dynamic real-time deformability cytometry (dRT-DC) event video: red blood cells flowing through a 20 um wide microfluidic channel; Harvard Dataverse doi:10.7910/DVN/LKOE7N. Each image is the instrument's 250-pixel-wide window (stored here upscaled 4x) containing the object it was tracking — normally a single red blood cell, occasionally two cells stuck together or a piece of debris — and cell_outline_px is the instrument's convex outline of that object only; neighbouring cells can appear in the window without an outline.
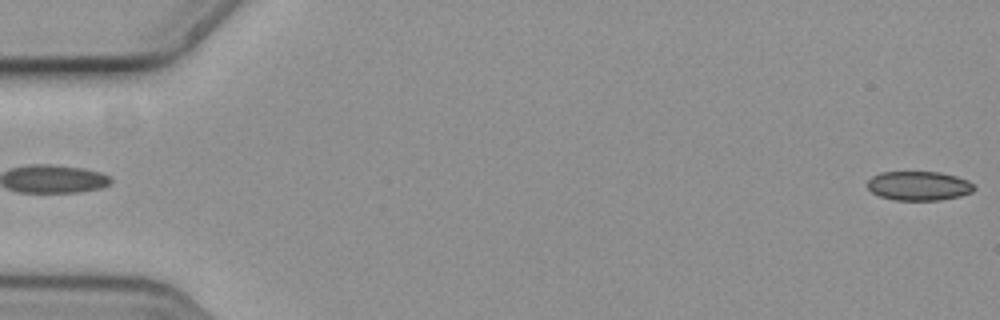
{"species": "common noctule bat (a hibernating species)", "species_latin": "Nyctalus noctula", "temperature_condition": "cold", "stored_images_in_passage": 6, "segment_of_instrument_passage": [2, 2], "camera_frame_rate_fps": 3000, "um_per_image_px": 0.085, "animal": {"sex": "female", "body_mass_g": 19.3, "forearm_length_mm": 54.1}, "frame": {"image": 1, "passage_image": 6, "time_ms": 1.667, "image_size_px": [1000, 320], "cell_outline_px": [[976, 188], [972, 192], [960, 196], [940, 200], [896, 200], [880, 196], [872, 192], [868, 188], [868, 180], [872, 176], [880, 172], [940, 172], [956, 176], [968, 180]], "centroid_in_image_um": [78.11, 15.79], "position_along_channel_um": 6.9, "area_um2": 18.15}}